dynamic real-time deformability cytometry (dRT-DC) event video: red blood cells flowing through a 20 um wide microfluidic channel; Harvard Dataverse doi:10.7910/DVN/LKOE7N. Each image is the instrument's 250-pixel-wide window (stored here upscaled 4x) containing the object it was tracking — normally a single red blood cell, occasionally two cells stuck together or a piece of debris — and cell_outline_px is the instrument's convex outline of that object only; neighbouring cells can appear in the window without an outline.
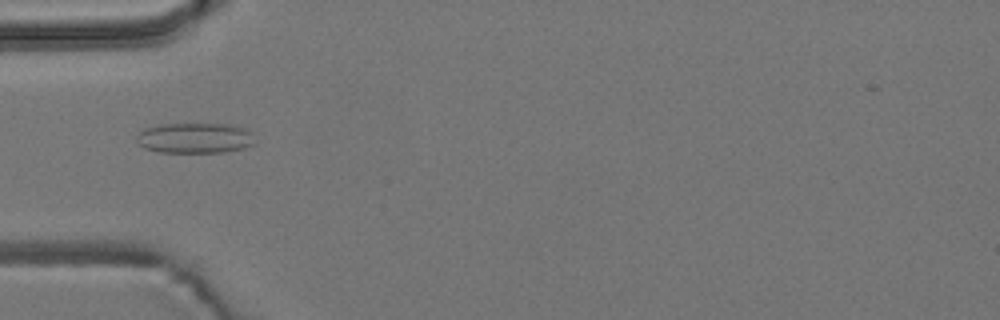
{"species": "common noctule bat (a hibernating species)", "species_latin": "Nyctalus noctula", "temperature_condition": "room temperature", "stored_images_in_passage": 7, "camera_frame_rate_fps": 3000, "um_per_image_px": 0.085, "animal": {"sex": "male", "body_mass_g": 19.2, "forearm_length_mm": 51.8}, "frame": {"image": 1, "passage_image": 6, "time_ms": 1.667, "image_size_px": [1000, 320], "cell_outline_px": [[252, 144], [244, 148], [224, 152], [160, 152], [144, 148], [136, 140], [136, 136], [144, 128], [160, 124], [228, 124], [244, 128], [252, 132]], "centroid_in_image_um": [16.53, 11.73], "position_along_channel_um": 68.5, "area_um2": 20.87}}
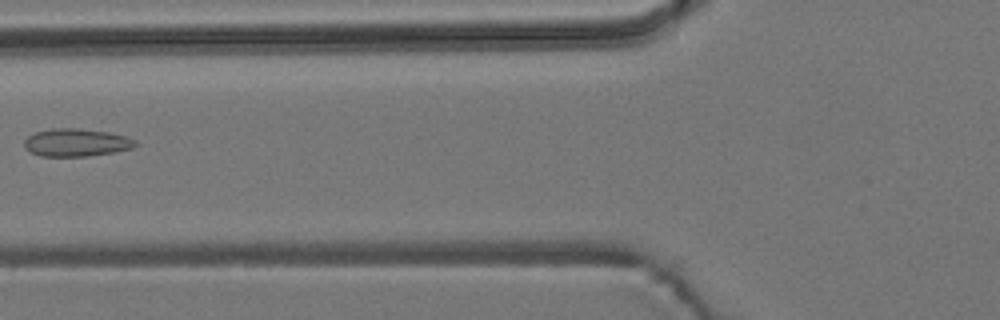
{"frame": {"image": 2, "passage_image": 7, "time_ms": 2.0, "image_size_px": [1000, 320], "cell_outline_px": [[140, 144], [132, 148], [112, 152], [88, 156], [40, 156], [28, 152], [24, 148], [24, 140], [28, 136], [36, 132], [52, 128], [80, 128], [108, 132], [124, 136], [136, 140]], "centroid_in_image_um": [6.46, 12.11], "position_along_channel_um": 119.3, "area_um2": 18.09}}